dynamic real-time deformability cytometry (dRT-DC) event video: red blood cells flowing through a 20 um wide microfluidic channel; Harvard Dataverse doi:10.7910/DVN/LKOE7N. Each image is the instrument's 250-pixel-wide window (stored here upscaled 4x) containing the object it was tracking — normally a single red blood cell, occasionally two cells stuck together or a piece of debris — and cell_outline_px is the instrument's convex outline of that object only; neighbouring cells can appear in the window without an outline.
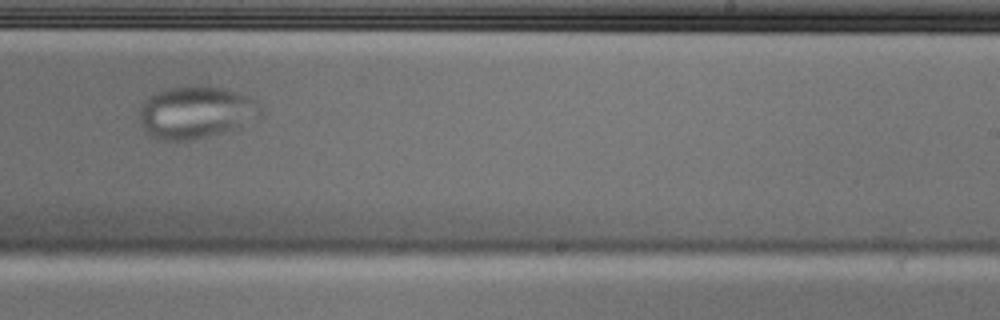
{"species": "Egyptian fruit bat (a non-hibernating species)", "species_latin": "Rousettus aegyptiacus", "temperature_condition": "cold", "stored_images_in_passage": 54, "camera_frame_rate_fps": 3000, "um_per_image_px": 0.085, "animal": {"sex": "male"}, "frame": {"image": 1, "passage_image": 37, "time_ms": 12.0, "image_size_px": [1000, 320], "cell_outline_px": [[260, 112], [232, 128], [208, 136], [188, 140], [164, 140], [148, 132], [140, 124], [140, 108], [148, 96], [156, 92], [168, 88], [224, 88], [244, 96], [260, 108]], "centroid_in_image_um": [16.51, 9.56], "position_along_channel_um": 272.5, "area_um2": 34.68}}